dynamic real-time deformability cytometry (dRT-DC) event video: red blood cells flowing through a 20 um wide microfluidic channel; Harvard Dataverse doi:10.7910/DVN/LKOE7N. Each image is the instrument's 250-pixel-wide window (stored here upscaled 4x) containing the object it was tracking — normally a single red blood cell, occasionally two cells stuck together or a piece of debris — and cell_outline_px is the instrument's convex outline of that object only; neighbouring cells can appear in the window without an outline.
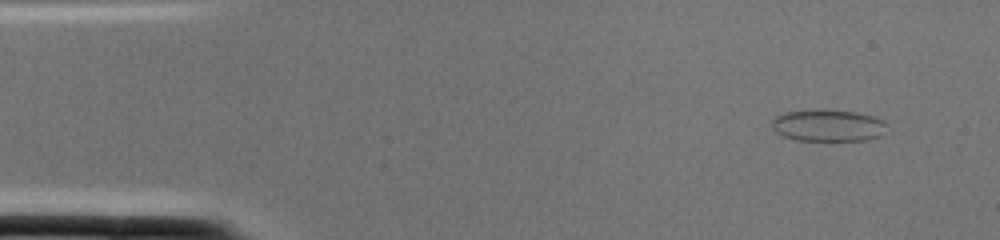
{"species": "common noctule bat (a hibernating species)", "species_latin": "Nyctalus noctula", "temperature_condition": "cold", "stored_images_in_passage": 2, "camera_frame_rate_fps": 3000, "um_per_image_px": 0.085, "animal": {"sex": "female", "body_mass_g": 22.0, "forearm_length_mm": 56.7}, "frame": {"image": 1, "passage_image": 1, "time_ms": 0.0, "image_size_px": [1000, 240], "cell_outline_px": [[888, 124], [880, 136], [868, 140], [796, 140], [784, 136], [776, 132], [772, 128], [772, 120], [776, 116], [788, 112], [856, 112], [872, 116], [884, 120]], "centroid_in_image_um": [70.42, 10.71], "position_along_channel_um": 14.6, "area_um2": 20.52}}